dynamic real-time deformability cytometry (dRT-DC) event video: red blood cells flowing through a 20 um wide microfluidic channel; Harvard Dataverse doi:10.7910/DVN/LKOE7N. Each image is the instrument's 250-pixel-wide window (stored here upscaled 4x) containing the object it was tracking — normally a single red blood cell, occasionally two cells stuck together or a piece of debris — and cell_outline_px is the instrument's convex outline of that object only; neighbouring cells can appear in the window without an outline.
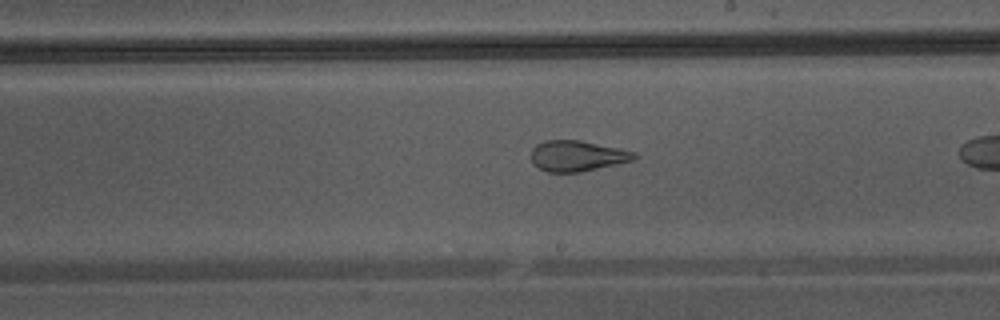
{"species": "Egyptian fruit bat (a non-hibernating species)", "species_latin": "Rousettus aegyptiacus", "temperature_condition": "warm", "stored_images_in_passage": 36, "camera_frame_rate_fps": 3000, "um_per_image_px": 0.085, "animal": {"sex": "male"}, "frame": {"image": 1, "passage_image": 26, "time_ms": 8.333, "image_size_px": [1000, 320], "cell_outline_px": [[636, 160], [580, 172], [548, 172], [540, 168], [532, 160], [532, 148], [536, 144], [544, 140], [580, 140], [620, 148], [636, 152]], "centroid_in_image_um": [49.1, 13.24], "position_along_channel_um": 239.9, "area_um2": 18.44}}